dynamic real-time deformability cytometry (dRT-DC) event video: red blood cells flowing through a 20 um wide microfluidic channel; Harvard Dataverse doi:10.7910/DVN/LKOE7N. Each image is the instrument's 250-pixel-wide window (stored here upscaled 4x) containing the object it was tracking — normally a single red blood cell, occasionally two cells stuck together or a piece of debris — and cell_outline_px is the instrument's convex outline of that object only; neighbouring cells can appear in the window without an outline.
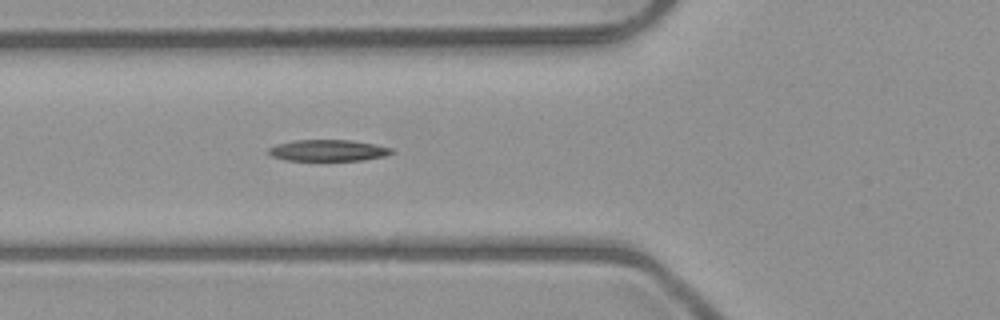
{"species": "common noctule bat (a hibernating species)", "species_latin": "Nyctalus noctula", "temperature_condition": "room temperature", "stored_images_in_passage": 5, "camera_frame_rate_fps": 3000, "um_per_image_px": 0.085, "animal": {"sex": "male", "body_mass_g": 23.1, "forearm_length_mm": 52.7}, "frame": {"image": 1, "passage_image": 5, "time_ms": 5.333, "image_size_px": [1000, 320], "cell_outline_px": [[396, 152], [384, 156], [364, 160], [284, 160], [272, 156], [268, 152], [268, 148], [276, 144], [292, 140], [352, 140], [376, 144], [392, 148]], "centroid_in_image_um": [27.9, 12.78], "position_along_channel_um": 97.9, "area_um2": 15.43}}